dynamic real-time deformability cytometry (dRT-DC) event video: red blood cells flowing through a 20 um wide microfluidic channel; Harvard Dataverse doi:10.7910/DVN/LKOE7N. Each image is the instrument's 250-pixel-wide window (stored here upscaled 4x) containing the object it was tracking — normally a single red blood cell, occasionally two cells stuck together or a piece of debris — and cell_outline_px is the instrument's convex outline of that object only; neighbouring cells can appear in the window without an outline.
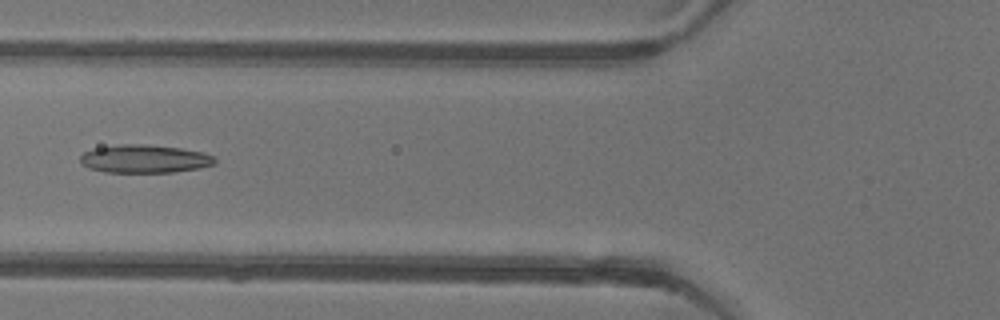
{"species": "common noctule bat (a hibernating species)", "species_latin": "Nyctalus noctula", "temperature_condition": "warm", "stored_images_in_passage": 49, "camera_frame_rate_fps": 3000, "um_per_image_px": 0.085, "animal": {"sex": "female"}, "frame": {"image": 1, "passage_image": 20, "time_ms": 6.333, "image_size_px": [1000, 320], "cell_outline_px": [[216, 164], [200, 168], [172, 172], [104, 172], [88, 168], [80, 164], [80, 156], [84, 152], [96, 148], [120, 144], [144, 144], [180, 148], [204, 152], [212, 156], [216, 160]], "centroid_in_image_um": [12.28, 13.5], "position_along_channel_um": 113.5, "area_um2": 22.14}}
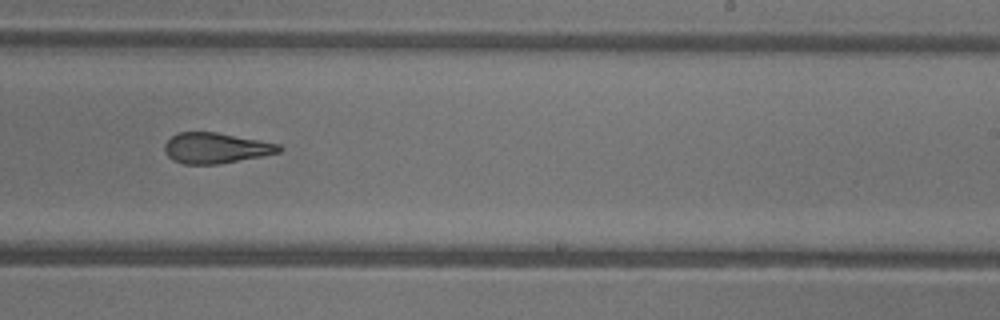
{"frame": {"image": 2, "passage_image": 32, "time_ms": 10.333, "image_size_px": [1000, 320], "cell_outline_px": [[284, 148], [280, 152], [264, 156], [216, 164], [184, 164], [172, 160], [164, 152], [164, 144], [176, 132], [216, 132], [260, 140], [280, 144]], "centroid_in_image_um": [18.35, 12.58], "position_along_channel_um": 270.7, "area_um2": 20.52}}
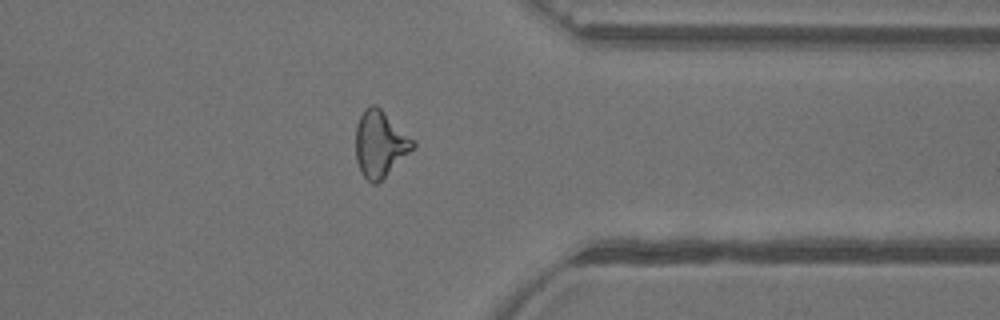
{"frame": {"image": 3, "passage_image": 41, "time_ms": 13.333, "image_size_px": [1000, 320], "cell_outline_px": [[416, 144], [376, 184], [372, 184], [364, 176], [356, 160], [356, 124], [364, 108], [368, 104], [376, 104], [416, 140]], "centroid_in_image_um": [32.29, 12.16], "position_along_channel_um": 379.1, "area_um2": 21.79}}